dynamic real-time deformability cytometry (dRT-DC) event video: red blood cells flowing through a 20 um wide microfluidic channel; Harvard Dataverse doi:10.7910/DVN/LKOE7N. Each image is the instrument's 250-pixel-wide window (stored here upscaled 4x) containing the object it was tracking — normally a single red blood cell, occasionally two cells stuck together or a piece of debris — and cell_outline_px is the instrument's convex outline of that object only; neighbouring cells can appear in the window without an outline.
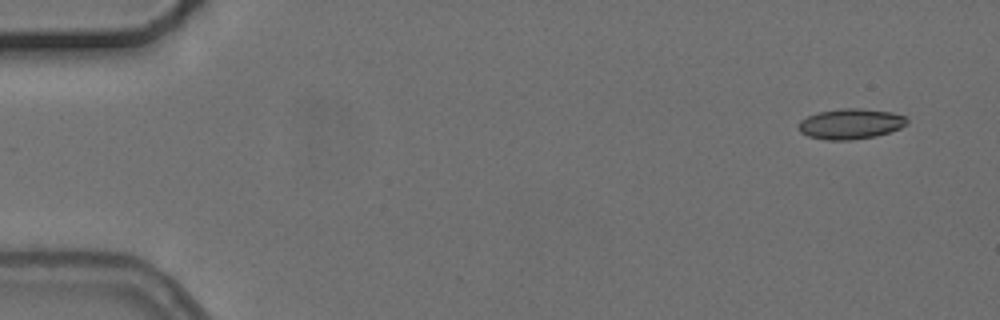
{"species": "common noctule bat (a hibernating species)", "species_latin": "Nyctalus noctula", "temperature_condition": "cold", "stored_images_in_passage": 8, "camera_frame_rate_fps": 3000, "um_per_image_px": 0.085, "animal": {"sex": "female", "body_mass_g": 24.6, "forearm_length_mm": 56.2}, "frame": {"image": 1, "passage_image": 1, "time_ms": 0.0, "image_size_px": [1000, 320], "cell_outline_px": [[908, 124], [900, 128], [876, 136], [852, 140], [828, 140], [808, 136], [800, 132], [796, 128], [796, 124], [800, 120], [808, 116], [820, 112], [844, 108], [860, 108], [892, 112], [908, 116]], "centroid_in_image_um": [72.3, 10.53], "position_along_channel_um": 12.7, "area_um2": 19.42}}
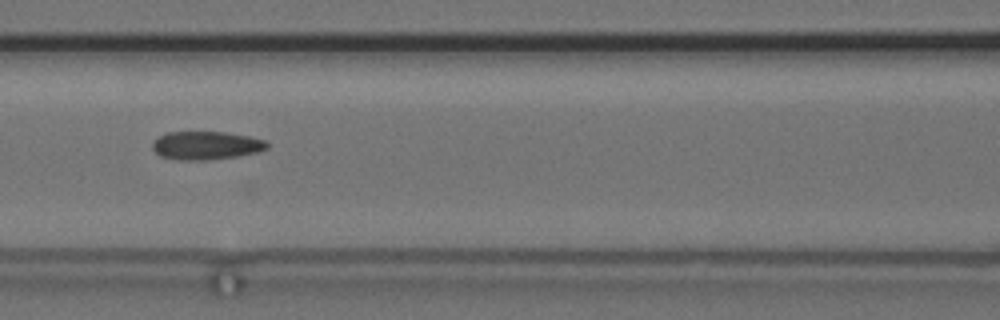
{"frame": {"image": 2, "passage_image": 7, "time_ms": 7.0, "image_size_px": [1000, 320], "cell_outline_px": [[268, 148], [256, 152], [236, 156], [208, 160], [176, 160], [160, 156], [152, 148], [152, 144], [160, 136], [168, 132], [224, 132], [248, 136], [268, 140]], "centroid_in_image_um": [17.53, 12.37], "position_along_channel_um": 149.1, "area_um2": 18.84}}
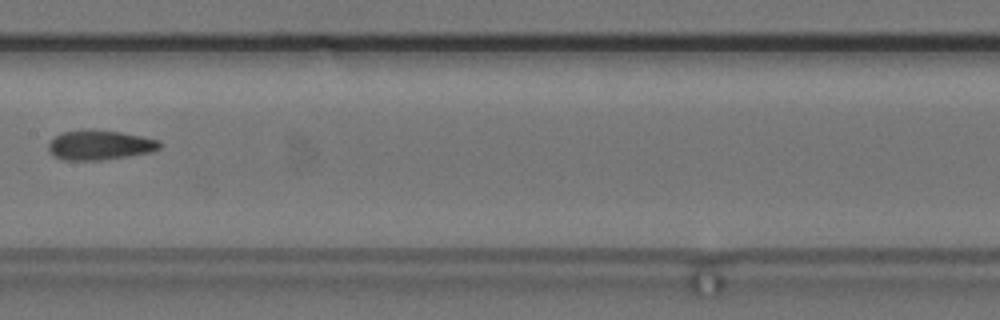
{"frame": {"image": 3, "passage_image": 8, "time_ms": 8.333, "image_size_px": [1000, 320], "cell_outline_px": [[164, 144], [160, 148], [152, 152], [128, 156], [100, 160], [64, 160], [56, 156], [48, 148], [48, 144], [60, 132], [84, 128], [92, 128], [120, 132], [160, 140]], "centroid_in_image_um": [8.51, 12.3], "position_along_channel_um": 198.9, "area_um2": 19.48}}